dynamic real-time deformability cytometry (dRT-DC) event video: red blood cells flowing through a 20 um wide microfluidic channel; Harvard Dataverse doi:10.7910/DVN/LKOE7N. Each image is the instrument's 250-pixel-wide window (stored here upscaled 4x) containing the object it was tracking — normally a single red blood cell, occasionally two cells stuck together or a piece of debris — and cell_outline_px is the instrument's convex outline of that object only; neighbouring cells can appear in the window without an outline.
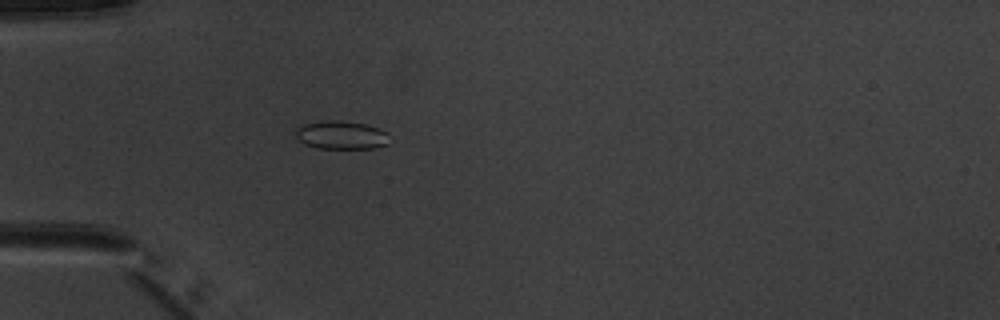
{"species": "common noctule bat (a hibernating species)", "species_latin": "Nyctalus noctula", "temperature_condition": "warm", "stored_images_in_passage": 5, "camera_frame_rate_fps": 3000, "um_per_image_px": 0.085, "animal": {"sex": "male", "body_mass_g": 20.1, "forearm_length_mm": 53.5}, "frame": {"image": 1, "passage_image": 5, "time_ms": 4.667, "image_size_px": [1000, 320], "cell_outline_px": [[388, 144], [376, 148], [316, 148], [304, 144], [296, 136], [296, 128], [304, 124], [324, 120], [340, 120], [364, 124], [388, 132]], "centroid_in_image_um": [29.0, 11.48], "position_along_channel_um": 56.0, "area_um2": 15.43}}